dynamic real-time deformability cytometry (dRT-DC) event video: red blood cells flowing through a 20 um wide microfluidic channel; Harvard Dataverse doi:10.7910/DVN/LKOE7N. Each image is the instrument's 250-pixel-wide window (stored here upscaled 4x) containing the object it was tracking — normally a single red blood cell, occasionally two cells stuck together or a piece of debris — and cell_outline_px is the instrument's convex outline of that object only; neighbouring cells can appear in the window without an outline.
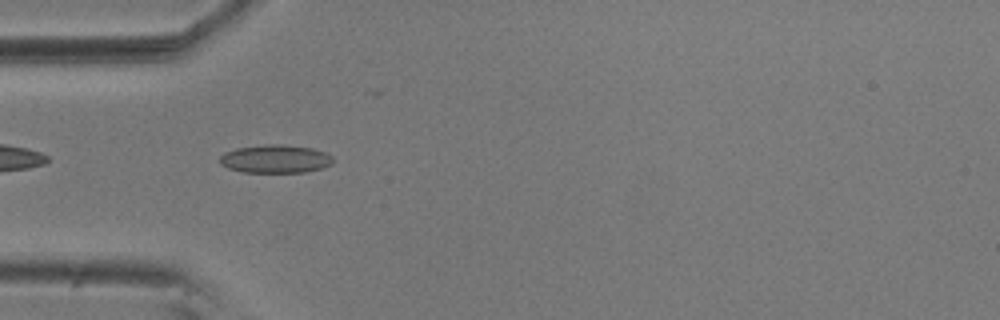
{"species": "common noctule bat (a hibernating species)", "species_latin": "Nyctalus noctula", "temperature_condition": "room temperature", "stored_images_in_passage": 42, "camera_frame_rate_fps": 3000, "um_per_image_px": 0.085, "animal": {"sex": "male", "body_mass_g": 20.5, "forearm_length_mm": 52.5}, "frame": {"image": 1, "passage_image": 3, "time_ms": 0.667, "image_size_px": [1000, 320], "cell_outline_px": [[332, 164], [320, 168], [304, 172], [244, 172], [228, 168], [220, 164], [220, 156], [224, 152], [236, 148], [264, 144], [280, 144], [312, 148], [324, 152], [332, 156]], "centroid_in_image_um": [23.37, 13.5], "position_along_channel_um": 61.6, "area_um2": 18.55}}
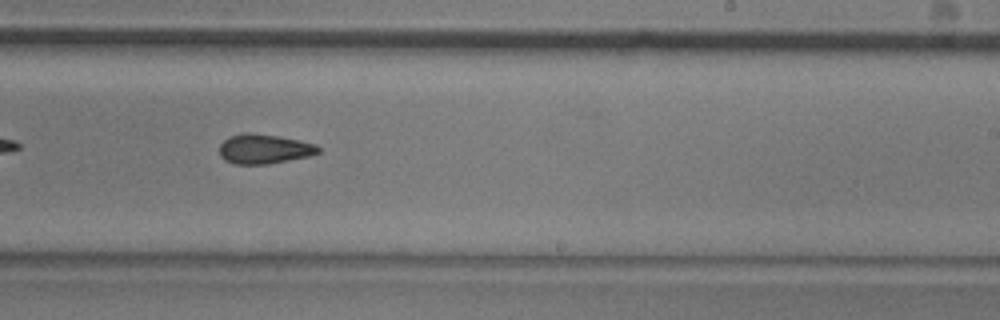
{"frame": {"image": 2, "passage_image": 20, "time_ms": 6.333, "image_size_px": [1000, 320], "cell_outline_px": [[320, 152], [308, 156], [268, 164], [236, 164], [224, 160], [220, 156], [220, 144], [224, 140], [232, 136], [244, 132], [248, 132], [276, 136], [300, 140], [316, 144], [320, 148]], "centroid_in_image_um": [22.45, 12.66], "position_along_channel_um": 266.5, "area_um2": 16.94}}
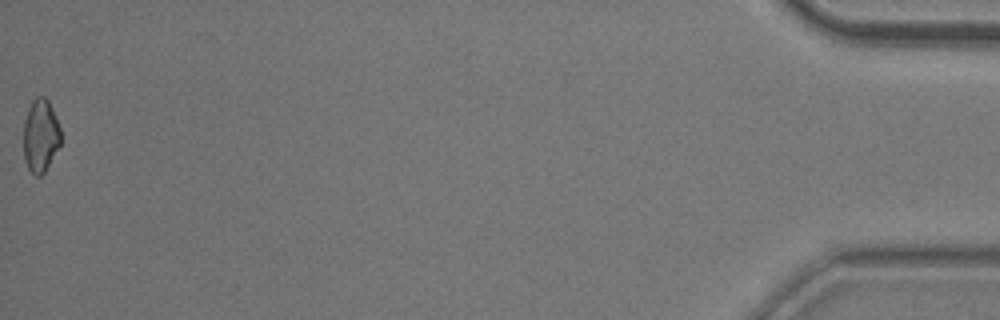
{"frame": {"image": 3, "passage_image": 42, "time_ms": 13.667, "image_size_px": [1000, 320], "cell_outline_px": [[60, 144], [44, 172], [40, 176], [36, 176], [28, 168], [24, 160], [24, 120], [28, 108], [32, 100], [36, 96], [44, 96], [48, 100], [56, 116], [60, 128]], "centroid_in_image_um": [3.43, 11.5], "position_along_channel_um": 431.8, "area_um2": 15.78}, "authors_computed_cell_mechanics": {"area_um2": 16.7331, "velocity_mm_per_s": 3.6246, "shape_relaxation_time_tau1_ms": null, "shape_relaxation_time_tau2_ms": 6.2729, "deformation_change_tau1": null, "deformation_change_tau2": 0.1273}}